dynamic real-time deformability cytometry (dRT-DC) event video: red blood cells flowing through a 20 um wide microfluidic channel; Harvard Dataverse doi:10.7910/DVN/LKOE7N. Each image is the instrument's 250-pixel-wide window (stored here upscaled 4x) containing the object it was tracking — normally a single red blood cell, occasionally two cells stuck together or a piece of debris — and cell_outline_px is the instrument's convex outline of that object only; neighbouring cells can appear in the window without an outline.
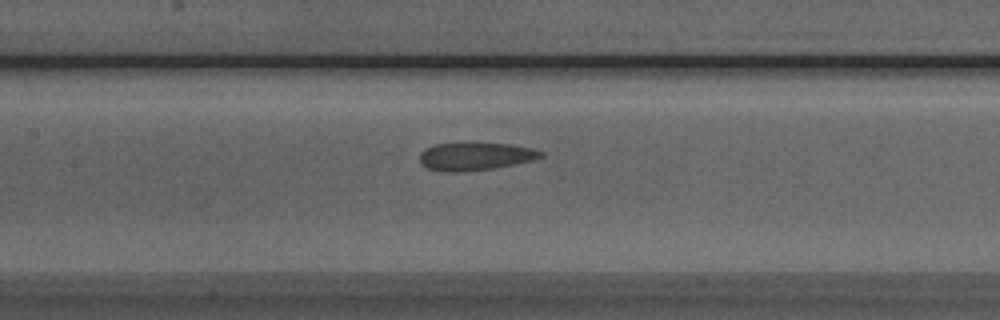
{"species": "Egyptian fruit bat (a non-hibernating species)", "species_latin": "Rousettus aegyptiacus", "temperature_condition": "room temperature", "stored_images_in_passage": 28, "camera_frame_rate_fps": 3000, "um_per_image_px": 0.085, "animal": {"sex": "male"}, "frame": {"image": 1, "passage_image": 9, "time_ms": 2.667, "image_size_px": [1000, 320], "cell_outline_px": [[544, 156], [532, 160], [492, 168], [460, 172], [440, 172], [428, 168], [420, 164], [420, 152], [436, 144], [508, 144], [532, 148], [544, 152]], "centroid_in_image_um": [40.38, 13.31], "position_along_channel_um": 167.0, "area_um2": 19.25}}
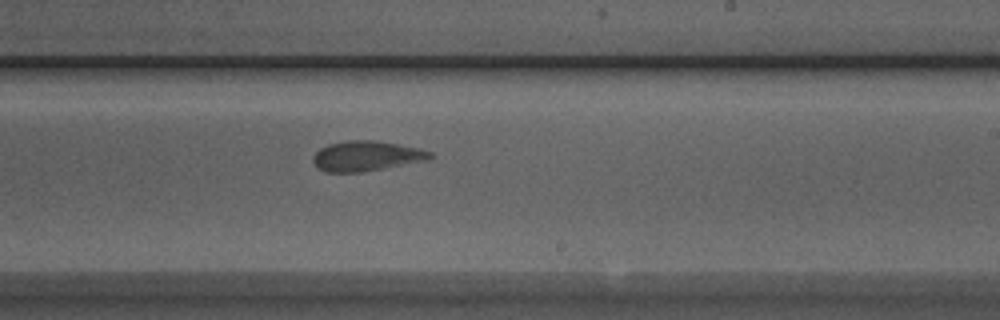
{"frame": {"image": 2, "passage_image": 16, "time_ms": 5.0, "image_size_px": [1000, 320], "cell_outline_px": [[436, 156], [428, 160], [384, 168], [360, 172], [324, 172], [316, 168], [312, 160], [312, 156], [320, 148], [328, 144], [348, 140], [376, 140], [416, 148], [432, 152]], "centroid_in_image_um": [31.11, 13.26], "position_along_channel_um": 257.9, "area_um2": 20.58}}
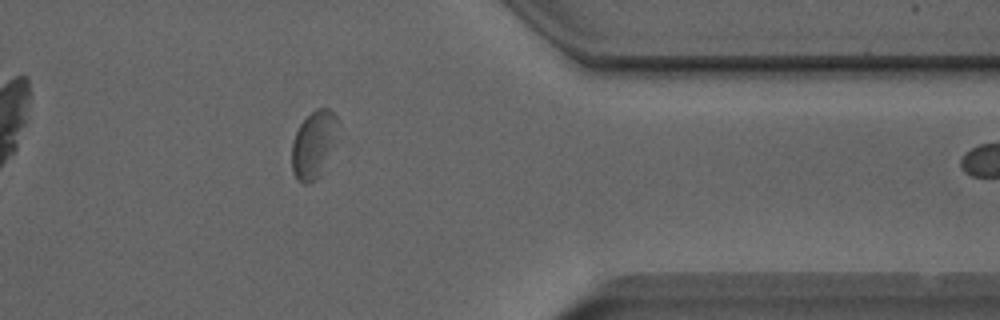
{"frame": {"image": 3, "passage_image": 27, "time_ms": 8.667, "image_size_px": [1000, 320], "cell_outline_px": [[340, 120], [332, 148], [320, 176], [316, 180], [308, 184], [304, 184], [296, 180], [292, 172], [292, 144], [296, 132], [300, 124], [316, 108], [328, 108]], "centroid_in_image_um": [26.65, 12.3], "position_along_channel_um": 384.7, "area_um2": 18.03}}